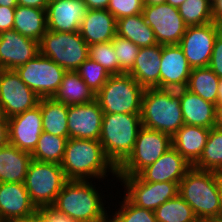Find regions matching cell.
Returning a JSON list of instances; mask_svg holds the SVG:
<instances>
[{"label": "cell", "mask_w": 222, "mask_h": 222, "mask_svg": "<svg viewBox=\"0 0 222 222\" xmlns=\"http://www.w3.org/2000/svg\"><path fill=\"white\" fill-rule=\"evenodd\" d=\"M67 180H97L107 186L111 179L117 181V168L106 157L98 140L69 138L60 164Z\"/></svg>", "instance_id": "6da1fadb"}, {"label": "cell", "mask_w": 222, "mask_h": 222, "mask_svg": "<svg viewBox=\"0 0 222 222\" xmlns=\"http://www.w3.org/2000/svg\"><path fill=\"white\" fill-rule=\"evenodd\" d=\"M92 182L68 180L51 207L77 222H109L110 206L105 207L103 193L106 191L97 188L95 180Z\"/></svg>", "instance_id": "7a4b0ae2"}, {"label": "cell", "mask_w": 222, "mask_h": 222, "mask_svg": "<svg viewBox=\"0 0 222 222\" xmlns=\"http://www.w3.org/2000/svg\"><path fill=\"white\" fill-rule=\"evenodd\" d=\"M221 174L191 167L179 183V195L192 207L200 222H217Z\"/></svg>", "instance_id": "3957f363"}, {"label": "cell", "mask_w": 222, "mask_h": 222, "mask_svg": "<svg viewBox=\"0 0 222 222\" xmlns=\"http://www.w3.org/2000/svg\"><path fill=\"white\" fill-rule=\"evenodd\" d=\"M142 126L171 137L185 124L175 89H145L141 105Z\"/></svg>", "instance_id": "277c9868"}, {"label": "cell", "mask_w": 222, "mask_h": 222, "mask_svg": "<svg viewBox=\"0 0 222 222\" xmlns=\"http://www.w3.org/2000/svg\"><path fill=\"white\" fill-rule=\"evenodd\" d=\"M141 127L140 114H103L99 142L116 168L132 152Z\"/></svg>", "instance_id": "5b68a950"}, {"label": "cell", "mask_w": 222, "mask_h": 222, "mask_svg": "<svg viewBox=\"0 0 222 222\" xmlns=\"http://www.w3.org/2000/svg\"><path fill=\"white\" fill-rule=\"evenodd\" d=\"M144 88L128 73L111 75L96 93L104 114H141Z\"/></svg>", "instance_id": "8992f818"}, {"label": "cell", "mask_w": 222, "mask_h": 222, "mask_svg": "<svg viewBox=\"0 0 222 222\" xmlns=\"http://www.w3.org/2000/svg\"><path fill=\"white\" fill-rule=\"evenodd\" d=\"M60 164L31 160L24 186L32 203L39 210L51 207L67 182Z\"/></svg>", "instance_id": "52a82bcc"}, {"label": "cell", "mask_w": 222, "mask_h": 222, "mask_svg": "<svg viewBox=\"0 0 222 222\" xmlns=\"http://www.w3.org/2000/svg\"><path fill=\"white\" fill-rule=\"evenodd\" d=\"M40 54L66 71H76L89 58V45L77 32L47 30L39 42Z\"/></svg>", "instance_id": "ba28073f"}, {"label": "cell", "mask_w": 222, "mask_h": 222, "mask_svg": "<svg viewBox=\"0 0 222 222\" xmlns=\"http://www.w3.org/2000/svg\"><path fill=\"white\" fill-rule=\"evenodd\" d=\"M172 146L171 136L142 126L132 152L117 167V176H134L155 163Z\"/></svg>", "instance_id": "9c48e42d"}, {"label": "cell", "mask_w": 222, "mask_h": 222, "mask_svg": "<svg viewBox=\"0 0 222 222\" xmlns=\"http://www.w3.org/2000/svg\"><path fill=\"white\" fill-rule=\"evenodd\" d=\"M16 72L21 80L39 98H52L63 80L66 70L50 58L38 54L34 59L18 66Z\"/></svg>", "instance_id": "30bf717a"}, {"label": "cell", "mask_w": 222, "mask_h": 222, "mask_svg": "<svg viewBox=\"0 0 222 222\" xmlns=\"http://www.w3.org/2000/svg\"><path fill=\"white\" fill-rule=\"evenodd\" d=\"M117 181L124 188L123 195L132 204L151 211L179 194V184L175 182H145L137 175L117 176Z\"/></svg>", "instance_id": "8fae6325"}, {"label": "cell", "mask_w": 222, "mask_h": 222, "mask_svg": "<svg viewBox=\"0 0 222 222\" xmlns=\"http://www.w3.org/2000/svg\"><path fill=\"white\" fill-rule=\"evenodd\" d=\"M142 15L154 32L160 45H179L187 25L179 14L178 8L168 3L144 5Z\"/></svg>", "instance_id": "7c38bea8"}, {"label": "cell", "mask_w": 222, "mask_h": 222, "mask_svg": "<svg viewBox=\"0 0 222 222\" xmlns=\"http://www.w3.org/2000/svg\"><path fill=\"white\" fill-rule=\"evenodd\" d=\"M39 96L20 78L16 70H0V108L6 118L34 108Z\"/></svg>", "instance_id": "4fadbf2b"}, {"label": "cell", "mask_w": 222, "mask_h": 222, "mask_svg": "<svg viewBox=\"0 0 222 222\" xmlns=\"http://www.w3.org/2000/svg\"><path fill=\"white\" fill-rule=\"evenodd\" d=\"M216 38L212 22L201 26L187 27L179 46L192 69L208 67Z\"/></svg>", "instance_id": "5bb4252c"}, {"label": "cell", "mask_w": 222, "mask_h": 222, "mask_svg": "<svg viewBox=\"0 0 222 222\" xmlns=\"http://www.w3.org/2000/svg\"><path fill=\"white\" fill-rule=\"evenodd\" d=\"M9 143L32 153L43 132L40 100L37 106L8 118Z\"/></svg>", "instance_id": "9a60e30c"}, {"label": "cell", "mask_w": 222, "mask_h": 222, "mask_svg": "<svg viewBox=\"0 0 222 222\" xmlns=\"http://www.w3.org/2000/svg\"><path fill=\"white\" fill-rule=\"evenodd\" d=\"M37 214L24 183H0V222H20Z\"/></svg>", "instance_id": "2e32d148"}, {"label": "cell", "mask_w": 222, "mask_h": 222, "mask_svg": "<svg viewBox=\"0 0 222 222\" xmlns=\"http://www.w3.org/2000/svg\"><path fill=\"white\" fill-rule=\"evenodd\" d=\"M103 114L96 99L86 104L68 106V137L99 141Z\"/></svg>", "instance_id": "e0dca14e"}, {"label": "cell", "mask_w": 222, "mask_h": 222, "mask_svg": "<svg viewBox=\"0 0 222 222\" xmlns=\"http://www.w3.org/2000/svg\"><path fill=\"white\" fill-rule=\"evenodd\" d=\"M40 54L39 42L14 29L0 33V69H13Z\"/></svg>", "instance_id": "ac0fdd59"}, {"label": "cell", "mask_w": 222, "mask_h": 222, "mask_svg": "<svg viewBox=\"0 0 222 222\" xmlns=\"http://www.w3.org/2000/svg\"><path fill=\"white\" fill-rule=\"evenodd\" d=\"M191 70L179 45H162L160 89L186 88Z\"/></svg>", "instance_id": "d6986e66"}, {"label": "cell", "mask_w": 222, "mask_h": 222, "mask_svg": "<svg viewBox=\"0 0 222 222\" xmlns=\"http://www.w3.org/2000/svg\"><path fill=\"white\" fill-rule=\"evenodd\" d=\"M191 164L171 146L155 163L142 169L137 176L145 182L180 183Z\"/></svg>", "instance_id": "ffe728a7"}, {"label": "cell", "mask_w": 222, "mask_h": 222, "mask_svg": "<svg viewBox=\"0 0 222 222\" xmlns=\"http://www.w3.org/2000/svg\"><path fill=\"white\" fill-rule=\"evenodd\" d=\"M83 0H55L48 3L47 27L53 32H77L87 14Z\"/></svg>", "instance_id": "44dd1931"}, {"label": "cell", "mask_w": 222, "mask_h": 222, "mask_svg": "<svg viewBox=\"0 0 222 222\" xmlns=\"http://www.w3.org/2000/svg\"><path fill=\"white\" fill-rule=\"evenodd\" d=\"M117 19L107 10L88 9L79 33L88 45L112 41L116 36Z\"/></svg>", "instance_id": "7402d4cb"}, {"label": "cell", "mask_w": 222, "mask_h": 222, "mask_svg": "<svg viewBox=\"0 0 222 222\" xmlns=\"http://www.w3.org/2000/svg\"><path fill=\"white\" fill-rule=\"evenodd\" d=\"M162 45L141 47L133 68L128 72L144 89L160 88Z\"/></svg>", "instance_id": "603a6c76"}, {"label": "cell", "mask_w": 222, "mask_h": 222, "mask_svg": "<svg viewBox=\"0 0 222 222\" xmlns=\"http://www.w3.org/2000/svg\"><path fill=\"white\" fill-rule=\"evenodd\" d=\"M183 120L186 125L211 129L215 125V104L205 101L186 88L177 89Z\"/></svg>", "instance_id": "cb8c5ba5"}, {"label": "cell", "mask_w": 222, "mask_h": 222, "mask_svg": "<svg viewBox=\"0 0 222 222\" xmlns=\"http://www.w3.org/2000/svg\"><path fill=\"white\" fill-rule=\"evenodd\" d=\"M210 129L184 124L172 137V146L193 166L202 155Z\"/></svg>", "instance_id": "d4e9b609"}, {"label": "cell", "mask_w": 222, "mask_h": 222, "mask_svg": "<svg viewBox=\"0 0 222 222\" xmlns=\"http://www.w3.org/2000/svg\"><path fill=\"white\" fill-rule=\"evenodd\" d=\"M31 153L8 143L0 148V183H24Z\"/></svg>", "instance_id": "484cf974"}, {"label": "cell", "mask_w": 222, "mask_h": 222, "mask_svg": "<svg viewBox=\"0 0 222 222\" xmlns=\"http://www.w3.org/2000/svg\"><path fill=\"white\" fill-rule=\"evenodd\" d=\"M14 15L13 29L23 36L40 42L48 30L46 9L17 5Z\"/></svg>", "instance_id": "4316f807"}, {"label": "cell", "mask_w": 222, "mask_h": 222, "mask_svg": "<svg viewBox=\"0 0 222 222\" xmlns=\"http://www.w3.org/2000/svg\"><path fill=\"white\" fill-rule=\"evenodd\" d=\"M52 98L71 106L92 102L96 99V94L85 84L76 71H66L60 87Z\"/></svg>", "instance_id": "83f0119b"}, {"label": "cell", "mask_w": 222, "mask_h": 222, "mask_svg": "<svg viewBox=\"0 0 222 222\" xmlns=\"http://www.w3.org/2000/svg\"><path fill=\"white\" fill-rule=\"evenodd\" d=\"M116 35L130 40L140 48L158 44L153 30L145 22L142 13L118 19Z\"/></svg>", "instance_id": "f1b7e54d"}, {"label": "cell", "mask_w": 222, "mask_h": 222, "mask_svg": "<svg viewBox=\"0 0 222 222\" xmlns=\"http://www.w3.org/2000/svg\"><path fill=\"white\" fill-rule=\"evenodd\" d=\"M43 131L49 134L68 137V105L53 98H40Z\"/></svg>", "instance_id": "f546056e"}, {"label": "cell", "mask_w": 222, "mask_h": 222, "mask_svg": "<svg viewBox=\"0 0 222 222\" xmlns=\"http://www.w3.org/2000/svg\"><path fill=\"white\" fill-rule=\"evenodd\" d=\"M220 78L209 68H193L186 89L199 95L205 101L216 104Z\"/></svg>", "instance_id": "4dcf8cb0"}, {"label": "cell", "mask_w": 222, "mask_h": 222, "mask_svg": "<svg viewBox=\"0 0 222 222\" xmlns=\"http://www.w3.org/2000/svg\"><path fill=\"white\" fill-rule=\"evenodd\" d=\"M193 167L222 174V129H210L202 155Z\"/></svg>", "instance_id": "1f68e13d"}, {"label": "cell", "mask_w": 222, "mask_h": 222, "mask_svg": "<svg viewBox=\"0 0 222 222\" xmlns=\"http://www.w3.org/2000/svg\"><path fill=\"white\" fill-rule=\"evenodd\" d=\"M68 139L69 137H59L43 131L34 151L31 153L32 159L61 164Z\"/></svg>", "instance_id": "d6a6232c"}, {"label": "cell", "mask_w": 222, "mask_h": 222, "mask_svg": "<svg viewBox=\"0 0 222 222\" xmlns=\"http://www.w3.org/2000/svg\"><path fill=\"white\" fill-rule=\"evenodd\" d=\"M157 222H200L192 207L178 194L155 211Z\"/></svg>", "instance_id": "836d02e7"}, {"label": "cell", "mask_w": 222, "mask_h": 222, "mask_svg": "<svg viewBox=\"0 0 222 222\" xmlns=\"http://www.w3.org/2000/svg\"><path fill=\"white\" fill-rule=\"evenodd\" d=\"M178 11L187 26H201L213 20L212 4L208 0H186Z\"/></svg>", "instance_id": "e575fe53"}, {"label": "cell", "mask_w": 222, "mask_h": 222, "mask_svg": "<svg viewBox=\"0 0 222 222\" xmlns=\"http://www.w3.org/2000/svg\"><path fill=\"white\" fill-rule=\"evenodd\" d=\"M122 201L117 203L119 208L111 211L109 222H157L154 211L137 207L132 204L124 195Z\"/></svg>", "instance_id": "d590c367"}, {"label": "cell", "mask_w": 222, "mask_h": 222, "mask_svg": "<svg viewBox=\"0 0 222 222\" xmlns=\"http://www.w3.org/2000/svg\"><path fill=\"white\" fill-rule=\"evenodd\" d=\"M76 72L95 94L111 76L103 66L90 58H87Z\"/></svg>", "instance_id": "8d00e7d4"}, {"label": "cell", "mask_w": 222, "mask_h": 222, "mask_svg": "<svg viewBox=\"0 0 222 222\" xmlns=\"http://www.w3.org/2000/svg\"><path fill=\"white\" fill-rule=\"evenodd\" d=\"M89 58L103 66L110 75L120 74V66L112 41L89 45Z\"/></svg>", "instance_id": "74e56055"}, {"label": "cell", "mask_w": 222, "mask_h": 222, "mask_svg": "<svg viewBox=\"0 0 222 222\" xmlns=\"http://www.w3.org/2000/svg\"><path fill=\"white\" fill-rule=\"evenodd\" d=\"M112 45L119 62L120 74L128 73L134 66L140 47L117 35L112 40Z\"/></svg>", "instance_id": "f35d334b"}, {"label": "cell", "mask_w": 222, "mask_h": 222, "mask_svg": "<svg viewBox=\"0 0 222 222\" xmlns=\"http://www.w3.org/2000/svg\"><path fill=\"white\" fill-rule=\"evenodd\" d=\"M143 0H109L107 10L118 20L127 16L141 14Z\"/></svg>", "instance_id": "ab89813d"}, {"label": "cell", "mask_w": 222, "mask_h": 222, "mask_svg": "<svg viewBox=\"0 0 222 222\" xmlns=\"http://www.w3.org/2000/svg\"><path fill=\"white\" fill-rule=\"evenodd\" d=\"M208 67L222 78V40L216 38Z\"/></svg>", "instance_id": "60d3db41"}, {"label": "cell", "mask_w": 222, "mask_h": 222, "mask_svg": "<svg viewBox=\"0 0 222 222\" xmlns=\"http://www.w3.org/2000/svg\"><path fill=\"white\" fill-rule=\"evenodd\" d=\"M37 216L42 220V222H77L68 216L56 211L52 207L39 209Z\"/></svg>", "instance_id": "b9f144b4"}, {"label": "cell", "mask_w": 222, "mask_h": 222, "mask_svg": "<svg viewBox=\"0 0 222 222\" xmlns=\"http://www.w3.org/2000/svg\"><path fill=\"white\" fill-rule=\"evenodd\" d=\"M15 8L0 6V33L13 29Z\"/></svg>", "instance_id": "7bdbcfd3"}, {"label": "cell", "mask_w": 222, "mask_h": 222, "mask_svg": "<svg viewBox=\"0 0 222 222\" xmlns=\"http://www.w3.org/2000/svg\"><path fill=\"white\" fill-rule=\"evenodd\" d=\"M9 143L8 118L0 116V148Z\"/></svg>", "instance_id": "ee69618b"}, {"label": "cell", "mask_w": 222, "mask_h": 222, "mask_svg": "<svg viewBox=\"0 0 222 222\" xmlns=\"http://www.w3.org/2000/svg\"><path fill=\"white\" fill-rule=\"evenodd\" d=\"M18 5L32 7V8H40V9H47L48 7V0H17Z\"/></svg>", "instance_id": "f6af8a7d"}, {"label": "cell", "mask_w": 222, "mask_h": 222, "mask_svg": "<svg viewBox=\"0 0 222 222\" xmlns=\"http://www.w3.org/2000/svg\"><path fill=\"white\" fill-rule=\"evenodd\" d=\"M88 9L103 10L108 8L109 0H83Z\"/></svg>", "instance_id": "bcb514c9"}, {"label": "cell", "mask_w": 222, "mask_h": 222, "mask_svg": "<svg viewBox=\"0 0 222 222\" xmlns=\"http://www.w3.org/2000/svg\"><path fill=\"white\" fill-rule=\"evenodd\" d=\"M214 127L222 129V100L215 104V125Z\"/></svg>", "instance_id": "7dc6e473"}, {"label": "cell", "mask_w": 222, "mask_h": 222, "mask_svg": "<svg viewBox=\"0 0 222 222\" xmlns=\"http://www.w3.org/2000/svg\"><path fill=\"white\" fill-rule=\"evenodd\" d=\"M212 16L213 18H222V0H216L212 4Z\"/></svg>", "instance_id": "c3c4849f"}, {"label": "cell", "mask_w": 222, "mask_h": 222, "mask_svg": "<svg viewBox=\"0 0 222 222\" xmlns=\"http://www.w3.org/2000/svg\"><path fill=\"white\" fill-rule=\"evenodd\" d=\"M212 23L215 28L216 37L222 40V18H213Z\"/></svg>", "instance_id": "681fc988"}, {"label": "cell", "mask_w": 222, "mask_h": 222, "mask_svg": "<svg viewBox=\"0 0 222 222\" xmlns=\"http://www.w3.org/2000/svg\"><path fill=\"white\" fill-rule=\"evenodd\" d=\"M17 5V0H0V6L16 7Z\"/></svg>", "instance_id": "f907efd6"}, {"label": "cell", "mask_w": 222, "mask_h": 222, "mask_svg": "<svg viewBox=\"0 0 222 222\" xmlns=\"http://www.w3.org/2000/svg\"><path fill=\"white\" fill-rule=\"evenodd\" d=\"M218 221H222V174H221L220 208H219V212H218Z\"/></svg>", "instance_id": "816d5d0a"}, {"label": "cell", "mask_w": 222, "mask_h": 222, "mask_svg": "<svg viewBox=\"0 0 222 222\" xmlns=\"http://www.w3.org/2000/svg\"><path fill=\"white\" fill-rule=\"evenodd\" d=\"M186 0H166V3L172 5L175 8H178L182 5Z\"/></svg>", "instance_id": "f5cc1de1"}, {"label": "cell", "mask_w": 222, "mask_h": 222, "mask_svg": "<svg viewBox=\"0 0 222 222\" xmlns=\"http://www.w3.org/2000/svg\"><path fill=\"white\" fill-rule=\"evenodd\" d=\"M144 5H157L166 3V0H143Z\"/></svg>", "instance_id": "db71d44e"}, {"label": "cell", "mask_w": 222, "mask_h": 222, "mask_svg": "<svg viewBox=\"0 0 222 222\" xmlns=\"http://www.w3.org/2000/svg\"><path fill=\"white\" fill-rule=\"evenodd\" d=\"M218 100H222V78L220 79L218 84Z\"/></svg>", "instance_id": "11a10c76"}, {"label": "cell", "mask_w": 222, "mask_h": 222, "mask_svg": "<svg viewBox=\"0 0 222 222\" xmlns=\"http://www.w3.org/2000/svg\"><path fill=\"white\" fill-rule=\"evenodd\" d=\"M20 222H42V220L38 216H35L31 219H27V220L20 221Z\"/></svg>", "instance_id": "9f6ffc18"}, {"label": "cell", "mask_w": 222, "mask_h": 222, "mask_svg": "<svg viewBox=\"0 0 222 222\" xmlns=\"http://www.w3.org/2000/svg\"><path fill=\"white\" fill-rule=\"evenodd\" d=\"M211 4H213L216 0H208Z\"/></svg>", "instance_id": "6f0895ef"}]
</instances>
